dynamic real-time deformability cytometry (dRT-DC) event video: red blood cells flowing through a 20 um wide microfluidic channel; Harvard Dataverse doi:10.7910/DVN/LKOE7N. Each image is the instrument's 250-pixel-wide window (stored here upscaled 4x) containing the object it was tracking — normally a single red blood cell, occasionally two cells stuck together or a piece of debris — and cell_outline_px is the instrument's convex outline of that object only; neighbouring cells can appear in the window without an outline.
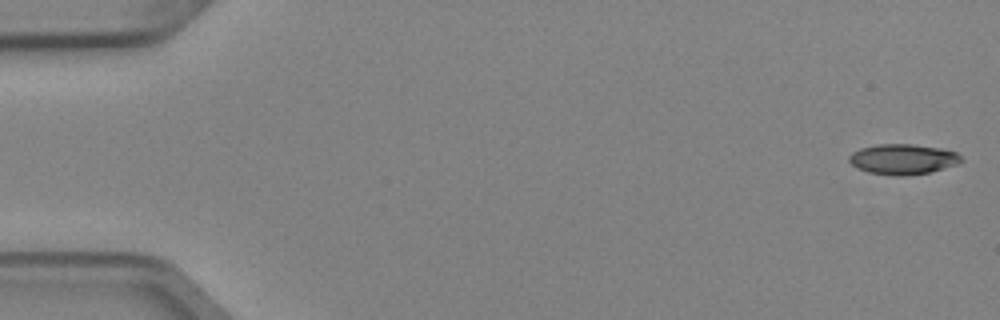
{"species": "Egyptian fruit bat (a non-hibernating species)", "species_latin": "Rousettus aegyptiacus", "temperature_condition": "cold", "stored_images_in_passage": 4, "camera_frame_rate_fps": 3000, "um_per_image_px": 0.085, "animal": {"sex": "female"}, "frame": {"image": 1, "passage_image": 1, "time_ms": 0.0, "image_size_px": [1000, 320], "cell_outline_px": [[964, 160], [960, 164], [928, 172], [904, 176], [892, 176], [868, 172], [856, 168], [848, 160], [848, 156], [852, 152], [860, 148], [876, 144], [912, 144], [940, 148], [956, 152]], "centroid_in_image_um": [76.73, 13.53], "position_along_channel_um": 8.3, "area_um2": 20.0}}
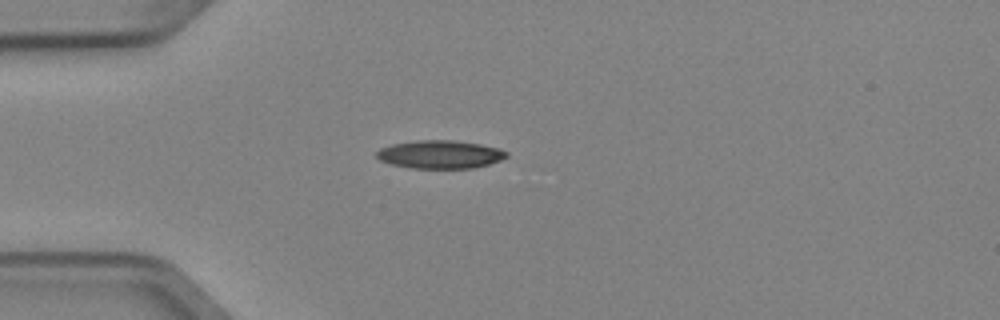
{"frame": {"image": 2, "passage_image": 4, "time_ms": 1.0, "image_size_px": [1000, 320], "cell_outline_px": [[508, 156], [500, 160], [488, 164], [472, 168], [412, 168], [392, 164], [380, 160], [376, 156], [376, 152], [380, 148], [392, 144], [420, 140], [452, 140], [480, 144], [500, 148], [508, 152]], "centroid_in_image_um": [37.42, 13.12], "position_along_channel_um": 47.6, "area_um2": 21.21}}